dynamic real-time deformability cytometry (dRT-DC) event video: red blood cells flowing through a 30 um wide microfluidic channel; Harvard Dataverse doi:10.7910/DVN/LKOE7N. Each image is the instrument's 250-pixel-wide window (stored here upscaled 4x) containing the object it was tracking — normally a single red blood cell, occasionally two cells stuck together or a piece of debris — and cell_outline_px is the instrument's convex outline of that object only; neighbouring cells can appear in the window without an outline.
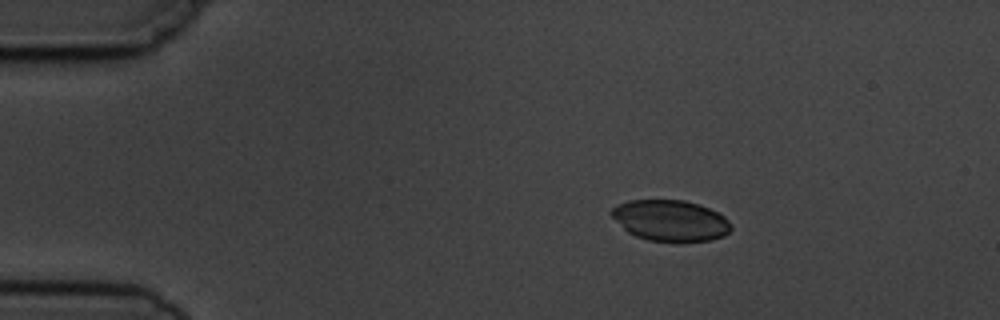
{"species": "common noctule bat (a hibernating species)", "species_latin": "Nyctalus noctula", "temperature_condition": "cold", "stored_images_in_passage": 3, "camera_frame_rate_fps": 3000, "um_per_image_px": 0.085, "animal": {"sex": "male", "body_mass_g": 19.5, "forearm_length_mm": 54.6}, "frame": {"image": 1, "passage_image": 1, "time_ms": 0.0, "image_size_px": [1000, 320], "cell_outline_px": [[732, 228], [724, 236], [712, 240], [680, 244], [676, 244], [648, 240], [636, 236], [628, 232], [612, 216], [612, 208], [616, 204], [628, 200], [684, 200], [708, 208], [724, 216], [728, 220]], "centroid_in_image_um": [57.0, 18.78], "position_along_channel_um": 28.0, "area_um2": 29.02}}